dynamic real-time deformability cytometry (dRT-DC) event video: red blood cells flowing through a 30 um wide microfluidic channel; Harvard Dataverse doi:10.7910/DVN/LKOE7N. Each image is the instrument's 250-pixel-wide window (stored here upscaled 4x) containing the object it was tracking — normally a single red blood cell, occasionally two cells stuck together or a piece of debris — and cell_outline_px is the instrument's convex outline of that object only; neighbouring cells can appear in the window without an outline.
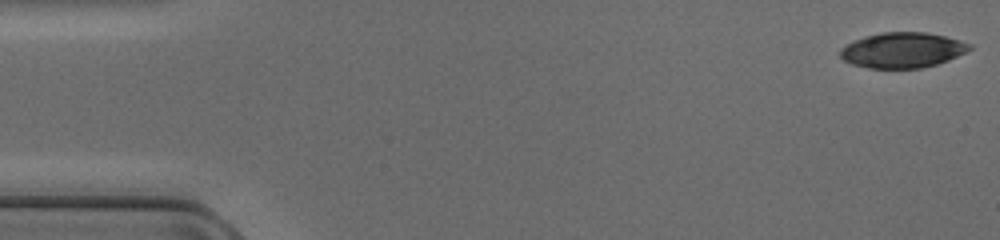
{"species": "common noctule bat (a hibernating species)", "species_latin": "Nyctalus noctula", "temperature_condition": "cold", "stored_images_in_passage": 47, "camera_frame_rate_fps": 3000, "um_per_image_px": 0.085, "animal": {"sex": "female", "body_mass_g": 17.0, "forearm_length_mm": 48.0}, "frame": {"image": 1, "passage_image": 1, "time_ms": 0.0, "image_size_px": [1000, 240], "cell_outline_px": [[972, 48], [948, 60], [936, 64], [920, 68], [868, 68], [852, 64], [844, 60], [840, 56], [840, 48], [852, 40], [864, 36], [880, 32], [924, 32], [944, 36], [960, 40], [972, 44]], "centroid_in_image_um": [76.67, 4.25], "position_along_channel_um": 8.3, "area_um2": 26.65}}
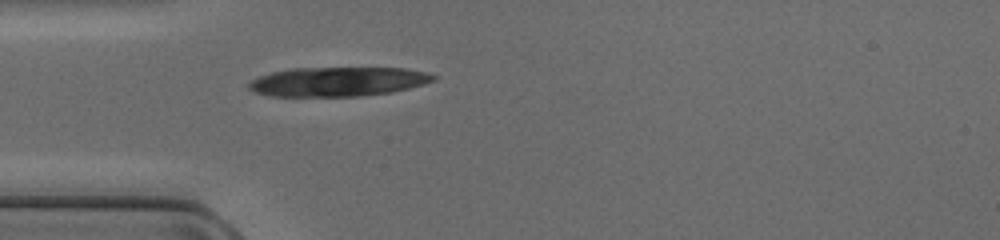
{"frame": {"image": 2, "passage_image": 14, "time_ms": 4.333, "image_size_px": [1000, 240], "cell_outline_px": [[436, 80], [424, 84], [392, 92], [360, 96], [272, 96], [256, 92], [248, 88], [248, 84], [252, 80], [260, 76], [272, 72], [292, 68], [408, 68], [428, 72], [436, 76]], "centroid_in_image_um": [28.77, 6.93], "position_along_channel_um": 56.2, "area_um2": 31.5}}
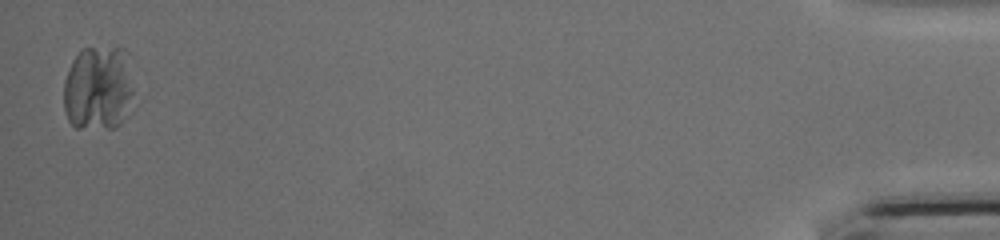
{"frame": {"image": 3, "passage_image": 47, "time_ms": 15.333, "image_size_px": [1000, 240], "cell_outline_px": [[132, 92], [120, 124], [116, 128], [76, 128], [68, 120], [64, 108], [64, 80], [72, 60], [84, 48], [124, 48], [128, 52], [132, 88]], "centroid_in_image_um": [8.32, 7.48], "position_along_channel_um": 426.9, "area_um2": 34.39}}